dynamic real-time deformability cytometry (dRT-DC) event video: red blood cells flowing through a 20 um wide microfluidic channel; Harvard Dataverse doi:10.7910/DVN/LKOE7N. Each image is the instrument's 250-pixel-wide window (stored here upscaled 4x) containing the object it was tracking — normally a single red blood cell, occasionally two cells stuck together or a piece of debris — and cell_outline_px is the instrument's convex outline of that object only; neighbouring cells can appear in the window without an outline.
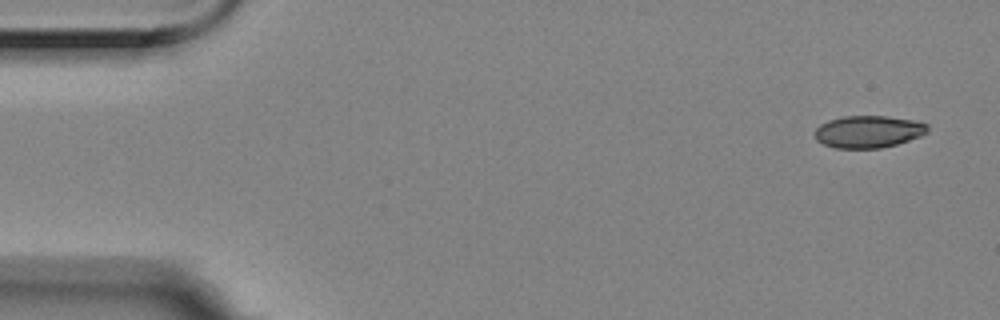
{"species": "Egyptian fruit bat (a non-hibernating species)", "species_latin": "Rousettus aegyptiacus", "temperature_condition": "room temperature", "stored_images_in_passage": 55, "camera_frame_rate_fps": 3000, "um_per_image_px": 0.085, "animal": {"sex": "female"}, "frame": {"image": 1, "passage_image": 1, "time_ms": 0.0, "image_size_px": [1000, 320], "cell_outline_px": [[928, 132], [920, 136], [896, 144], [880, 148], [836, 148], [824, 144], [816, 140], [812, 132], [820, 124], [828, 120], [844, 116], [888, 116], [912, 120], [928, 124]], "centroid_in_image_um": [73.77, 11.19], "position_along_channel_um": 11.2, "area_um2": 21.21}}
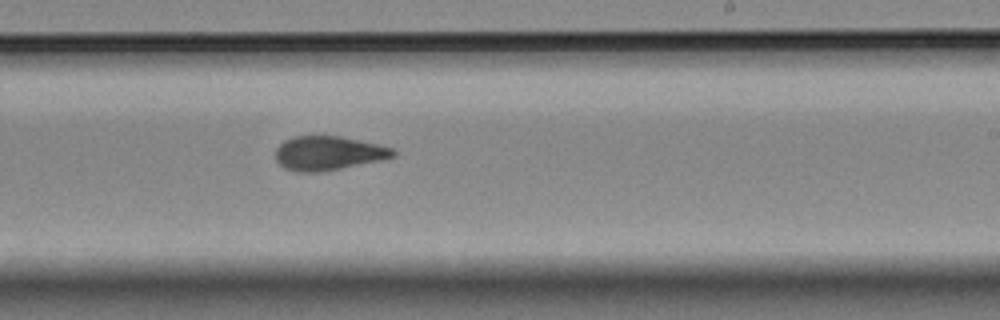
{"frame": {"image": 2, "passage_image": 32, "time_ms": 10.333, "image_size_px": [1000, 320], "cell_outline_px": [[396, 156], [380, 160], [340, 168], [316, 172], [300, 172], [284, 168], [276, 160], [276, 148], [284, 140], [292, 136], [340, 136], [360, 140], [392, 148], [396, 152]], "centroid_in_image_um": [27.88, 13.01], "position_along_channel_um": 261.1, "area_um2": 23.12}}
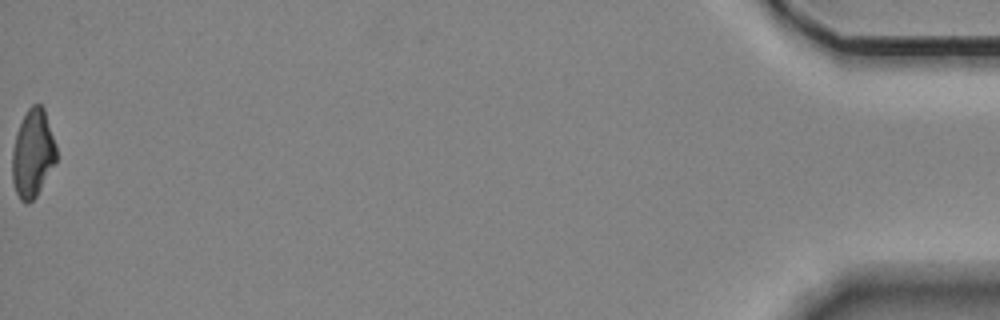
{"frame": {"image": 3, "passage_image": 55, "time_ms": 18.0, "image_size_px": [1000, 320], "cell_outline_px": [[56, 160], [36, 196], [28, 204], [24, 204], [20, 200], [16, 192], [12, 180], [12, 152], [16, 132], [28, 108], [32, 104], [40, 104], [44, 108], [56, 144]], "centroid_in_image_um": [2.77, 13.05], "position_along_channel_um": 432.4, "area_um2": 22.48}, "authors_computed_cell_mechanics": {"area_um2": 23.3512, "velocity_mm_per_s": 3.5327, "shape_relaxation_time_tau1_ms": 5.9952, "shape_relaxation_time_tau2_ms": 1.9049, "deformation_change_tau1": 0.1753, "deformation_change_tau2": 0.089}}